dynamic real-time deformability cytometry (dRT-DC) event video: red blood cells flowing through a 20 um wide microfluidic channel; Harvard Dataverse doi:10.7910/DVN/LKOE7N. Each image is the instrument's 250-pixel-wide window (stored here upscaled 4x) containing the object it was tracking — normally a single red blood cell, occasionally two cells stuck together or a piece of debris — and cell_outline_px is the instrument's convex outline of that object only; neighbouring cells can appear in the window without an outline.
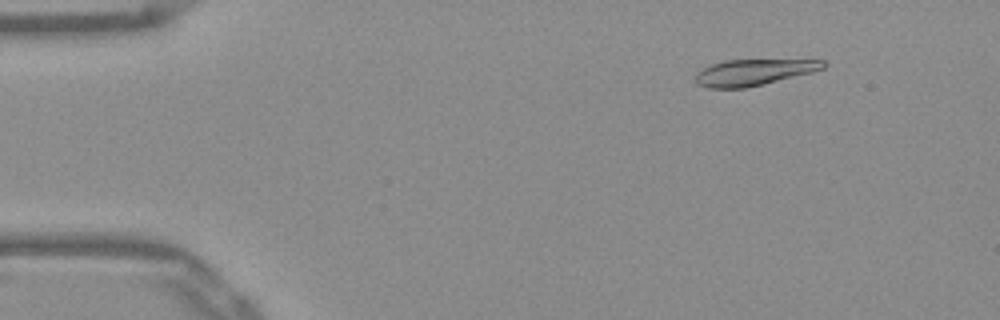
{"species": "Egyptian fruit bat (a non-hibernating species)", "species_latin": "Rousettus aegyptiacus", "temperature_condition": "warm", "stored_images_in_passage": 31, "camera_frame_rate_fps": 3000, "um_per_image_px": 0.085, "frame": {"image": 1, "passage_image": 6, "time_ms": 1.667, "image_size_px": [1000, 320], "cell_outline_px": [[828, 64], [824, 68], [812, 72], [764, 84], [744, 88], [708, 88], [696, 84], [696, 72], [712, 64], [724, 60], [824, 60]], "centroid_in_image_um": [64.05, 6.15], "position_along_channel_um": 20.9, "area_um2": 19.42}}
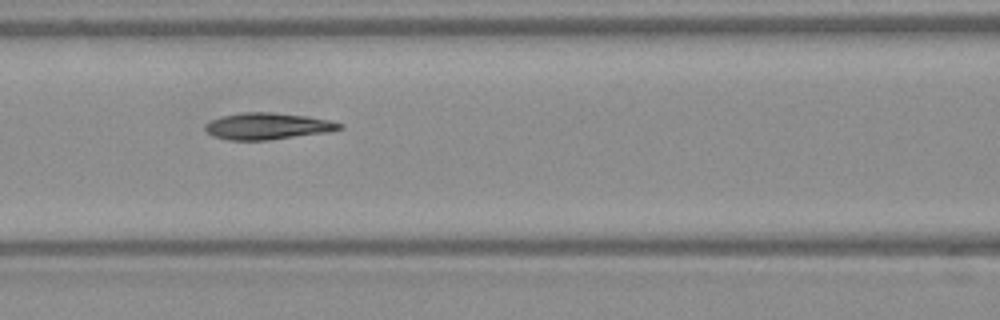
{"frame": {"image": 2, "passage_image": 22, "time_ms": 7.0, "image_size_px": [1000, 320], "cell_outline_px": [[344, 128], [332, 132], [268, 140], [228, 140], [212, 136], [204, 128], [204, 124], [220, 116], [240, 112], [272, 112], [308, 116], [332, 120], [344, 124]], "centroid_in_image_um": [22.79, 10.72], "position_along_channel_um": 143.8, "area_um2": 21.27}}
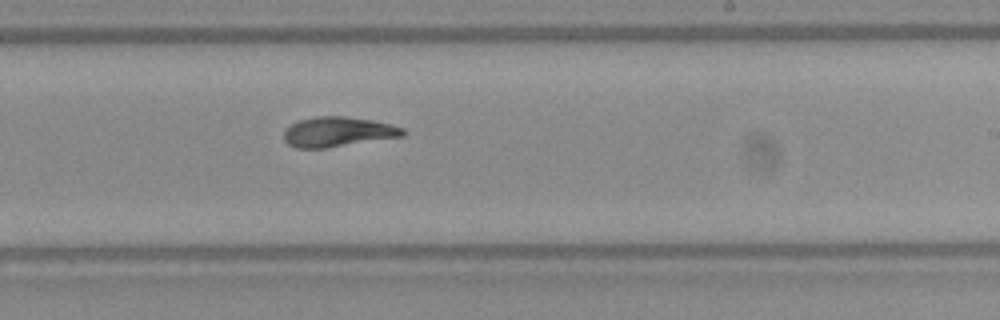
{"frame": {"image": 3, "passage_image": 31, "time_ms": 10.0, "image_size_px": [1000, 320], "cell_outline_px": [[408, 132], [404, 136], [328, 148], [296, 148], [288, 144], [284, 140], [284, 132], [292, 124], [300, 120], [316, 116], [344, 116], [372, 120], [392, 124], [404, 128]], "centroid_in_image_um": [28.77, 11.21], "position_along_channel_um": 260.2, "area_um2": 20.87}}